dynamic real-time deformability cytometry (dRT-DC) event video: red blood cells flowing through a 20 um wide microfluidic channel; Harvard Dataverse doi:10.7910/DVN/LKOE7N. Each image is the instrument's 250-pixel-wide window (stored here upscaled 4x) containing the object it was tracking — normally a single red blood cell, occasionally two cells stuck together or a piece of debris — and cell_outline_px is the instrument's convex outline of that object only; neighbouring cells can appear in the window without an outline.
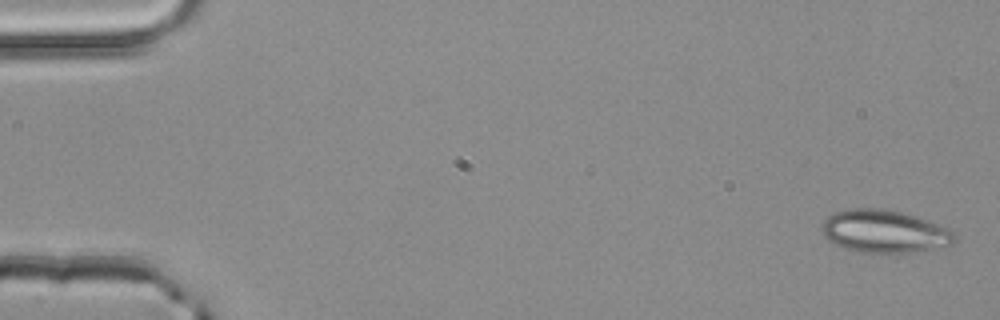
{"species": "common noctule bat (a hibernating species)", "species_latin": "Nyctalus noctula", "temperature_condition": "room temperature", "stored_images_in_passage": 4, "camera_frame_rate_fps": 3000, "um_per_image_px": 0.085, "animal": {"sex": "male", "body_mass_g": 20.4}, "frame": {"image": 1, "passage_image": 1, "time_ms": 0.0, "image_size_px": [1000, 320], "cell_outline_px": [[956, 240], [952, 244], [916, 252], [860, 252], [844, 248], [828, 240], [824, 236], [820, 228], [824, 220], [828, 216], [836, 212], [852, 208], [884, 208], [916, 216], [948, 228], [956, 232]], "centroid_in_image_um": [75.17, 19.66], "position_along_channel_um": 9.8, "area_um2": 33.0}}